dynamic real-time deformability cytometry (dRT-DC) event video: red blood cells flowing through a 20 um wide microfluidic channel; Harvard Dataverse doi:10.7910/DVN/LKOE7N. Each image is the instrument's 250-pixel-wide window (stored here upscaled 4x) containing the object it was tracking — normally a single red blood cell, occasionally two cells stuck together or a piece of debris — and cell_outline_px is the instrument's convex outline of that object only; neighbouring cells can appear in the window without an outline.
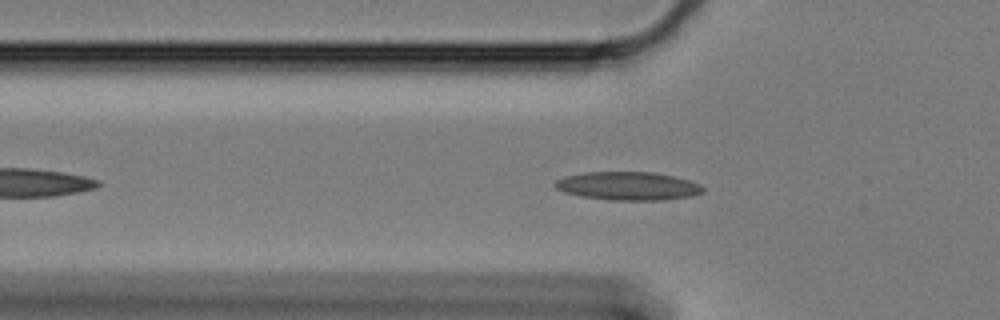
{"species": "Egyptian fruit bat (a non-hibernating species)", "species_latin": "Rousettus aegyptiacus", "temperature_condition": "cold", "stored_images_in_passage": 52, "camera_frame_rate_fps": 3000, "um_per_image_px": 0.085, "animal": {"sex": "female"}, "frame": {"image": 1, "passage_image": 10, "time_ms": 3.0, "image_size_px": [1000, 320], "cell_outline_px": [[704, 192], [692, 196], [660, 200], [608, 200], [580, 196], [564, 192], [556, 188], [552, 184], [556, 180], [564, 176], [584, 172], [656, 172], [688, 180], [700, 184], [704, 188]], "centroid_in_image_um": [53.35, 15.81], "position_along_channel_um": 72.4, "area_um2": 24.57}}
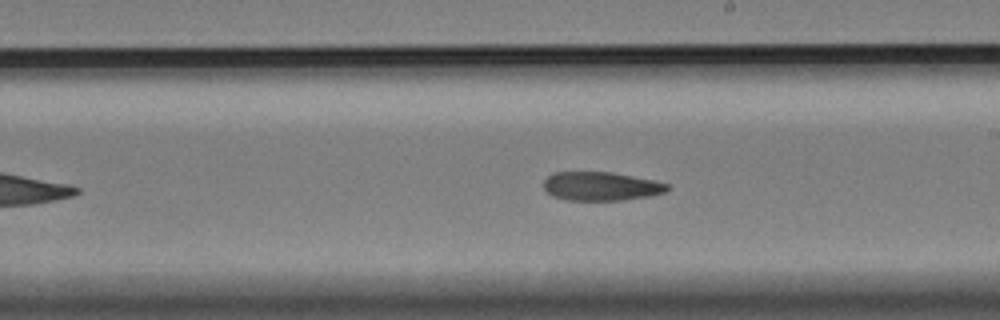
{"frame": {"image": 2, "passage_image": 25, "time_ms": 8.0, "image_size_px": [1000, 320], "cell_outline_px": [[668, 188], [664, 192], [648, 196], [624, 200], [568, 200], [552, 196], [544, 188], [544, 180], [552, 172], [612, 172], [652, 180], [668, 184]], "centroid_in_image_um": [51.04, 15.83], "position_along_channel_um": 238.0, "area_um2": 20.52}}
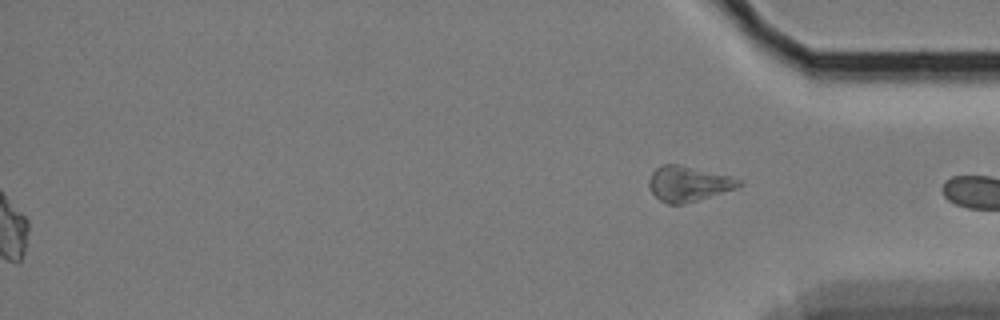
{"frame": {"image": 3, "passage_image": 52, "time_ms": 17.0, "image_size_px": [1000, 320], "cell_outline_px": [[740, 184], [736, 188], [696, 200], [680, 204], [668, 204], [660, 200], [652, 192], [648, 184], [648, 180], [652, 172], [656, 168], [664, 164], [680, 164], [728, 176], [740, 180]], "centroid_in_image_um": [58.44, 15.6], "position_along_channel_um": 376.8, "area_um2": 17.98}, "authors_computed_cell_mechanics": {"area_um2": 22.0507, "velocity_mm_per_s": 3.2933, "shape_relaxation_time_tau1_ms": 8.454, "shape_relaxation_time_tau2_ms": 8.1426, "deformation_change_tau1": 0.1779, "deformation_change_tau2": 0.1601}}